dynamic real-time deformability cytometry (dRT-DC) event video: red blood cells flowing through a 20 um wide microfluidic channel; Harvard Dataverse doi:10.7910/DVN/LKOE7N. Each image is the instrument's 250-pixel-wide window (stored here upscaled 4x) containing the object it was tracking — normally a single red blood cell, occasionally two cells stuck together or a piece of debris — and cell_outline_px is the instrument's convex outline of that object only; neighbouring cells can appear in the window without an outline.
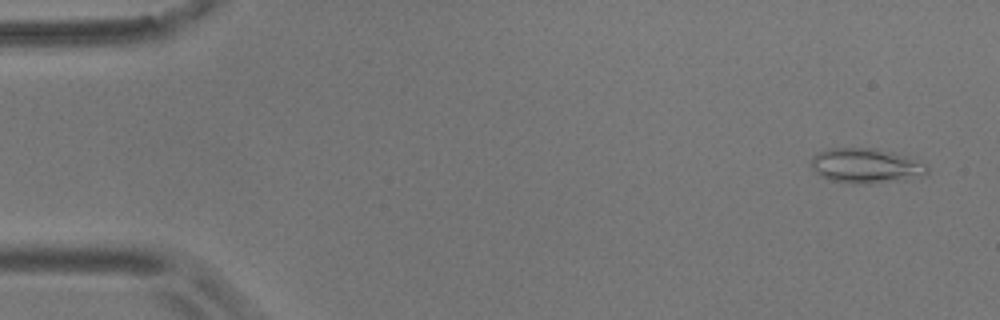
{"species": "common noctule bat (a hibernating species)", "species_latin": "Nyctalus noctula", "temperature_condition": "room temperature", "stored_images_in_passage": 55, "camera_frame_rate_fps": 3000, "um_per_image_px": 0.085, "animal": {"sex": "male", "body_mass_g": 17.9}, "frame": {"image": 1, "passage_image": 3, "time_ms": 0.667, "image_size_px": [1000, 320], "cell_outline_px": [[928, 172], [924, 176], [904, 180], [868, 184], [852, 184], [828, 180], [820, 176], [812, 168], [808, 160], [820, 152], [828, 148], [872, 148], [892, 152], [928, 164]], "centroid_in_image_um": [73.59, 14.11], "position_along_channel_um": 11.4, "area_um2": 23.87}}
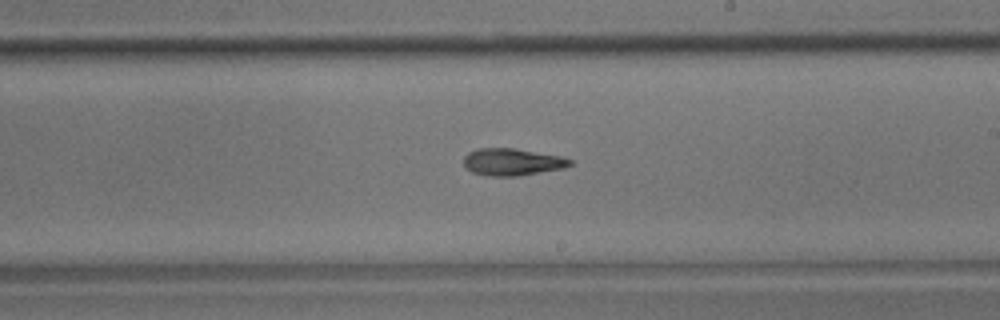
{"frame": {"image": 2, "passage_image": 32, "time_ms": 10.333, "image_size_px": [1000, 320], "cell_outline_px": [[572, 164], [564, 168], [516, 176], [488, 176], [472, 172], [464, 164], [464, 156], [468, 152], [476, 148], [512, 148], [560, 156], [572, 160]], "centroid_in_image_um": [43.51, 13.76], "position_along_channel_um": 245.5, "area_um2": 16.65}}
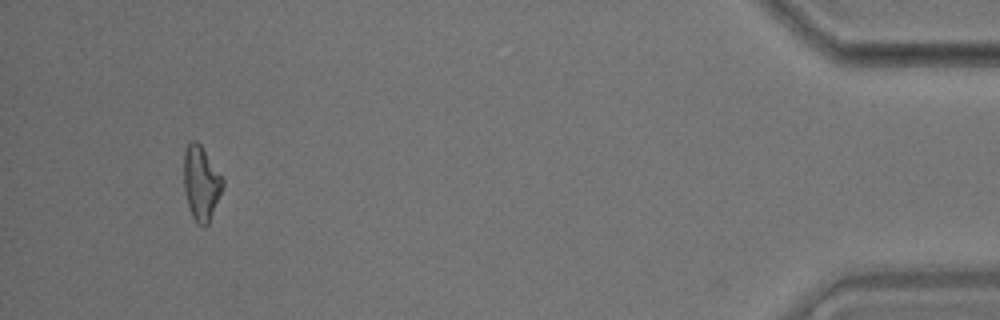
{"frame": {"image": 3, "passage_image": 52, "time_ms": 17.0, "image_size_px": [1000, 320], "cell_outline_px": [[224, 184], [208, 224], [204, 228], [192, 216], [188, 204], [184, 188], [184, 152], [188, 144], [192, 140], [196, 140], [200, 144], [224, 180]], "centroid_in_image_um": [17.09, 15.55], "position_along_channel_um": 418.1, "area_um2": 16.47}, "authors_computed_cell_mechanics": {"area_um2": 16.8776, "velocity_mm_per_s": 3.6607, "shape_relaxation_time_tau1_ms": 8.5881, "shape_relaxation_time_tau2_ms": 8.0135, "deformation_change_tau1": 0.1965, "deformation_change_tau2": 0.1899}}